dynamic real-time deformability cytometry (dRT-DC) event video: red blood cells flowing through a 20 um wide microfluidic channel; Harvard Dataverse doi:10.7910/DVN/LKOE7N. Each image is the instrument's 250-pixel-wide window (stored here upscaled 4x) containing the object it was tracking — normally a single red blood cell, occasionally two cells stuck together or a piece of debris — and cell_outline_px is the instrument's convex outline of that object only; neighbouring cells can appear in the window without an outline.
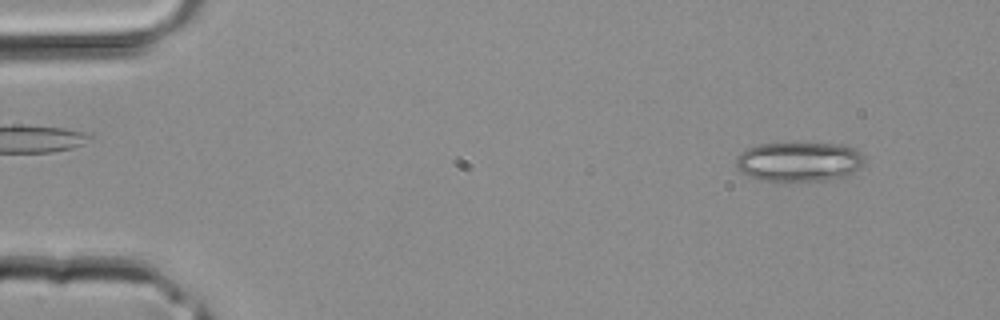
{"species": "common noctule bat (a hibernating species)", "species_latin": "Nyctalus noctula", "temperature_condition": "room temperature", "stored_images_in_passage": 38, "camera_frame_rate_fps": 3000, "um_per_image_px": 0.085, "animal": {"sex": "male", "body_mass_g": 20.4}, "frame": {"image": 1, "passage_image": 3, "time_ms": 0.667, "image_size_px": [1000, 320], "cell_outline_px": [[864, 164], [860, 168], [848, 176], [824, 180], [756, 180], [748, 176], [736, 168], [736, 156], [740, 152], [756, 144], [800, 140], [844, 144], [856, 148], [864, 156]], "centroid_in_image_um": [67.93, 13.67], "position_along_channel_um": 17.1, "area_um2": 30.92}}
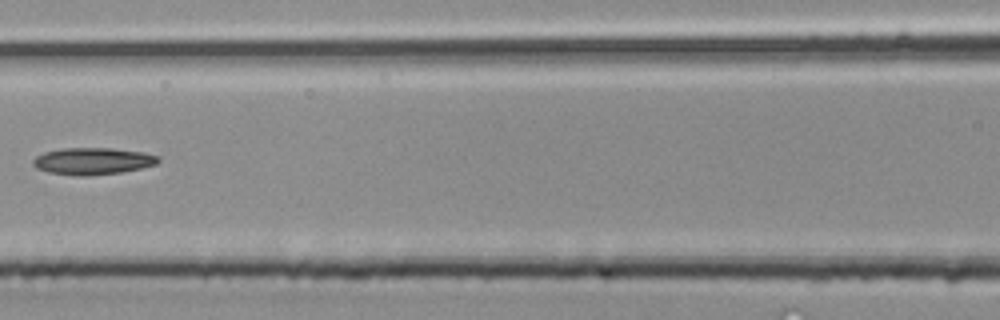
{"frame": {"image": 2, "passage_image": 17, "time_ms": 5.333, "image_size_px": [1000, 320], "cell_outline_px": [[160, 160], [156, 164], [140, 168], [120, 172], [84, 176], [48, 172], [36, 168], [32, 164], [32, 160], [36, 156], [44, 152], [64, 148], [112, 148], [144, 152], [160, 156]], "centroid_in_image_um": [7.88, 13.68], "position_along_channel_um": 158.7, "area_um2": 19.54}}
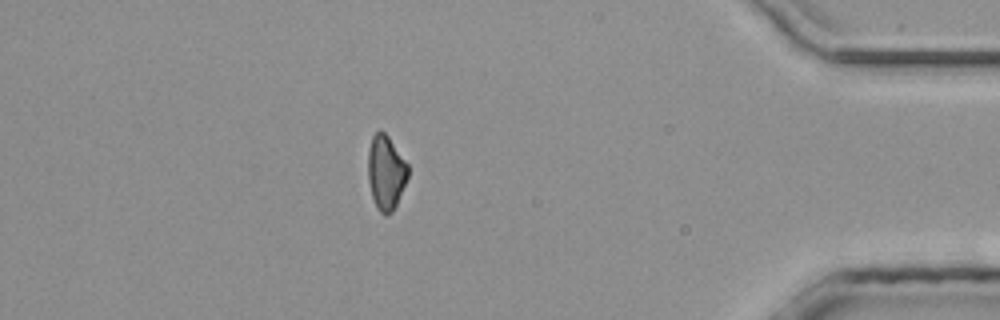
{"frame": {"image": 3, "passage_image": 33, "time_ms": 10.667, "image_size_px": [1000, 320], "cell_outline_px": [[408, 176], [396, 204], [392, 212], [388, 216], [384, 216], [376, 208], [372, 196], [368, 180], [368, 152], [372, 136], [380, 128], [388, 136], [408, 164]], "centroid_in_image_um": [32.79, 14.66], "position_along_channel_um": 402.4, "area_um2": 17.34}}